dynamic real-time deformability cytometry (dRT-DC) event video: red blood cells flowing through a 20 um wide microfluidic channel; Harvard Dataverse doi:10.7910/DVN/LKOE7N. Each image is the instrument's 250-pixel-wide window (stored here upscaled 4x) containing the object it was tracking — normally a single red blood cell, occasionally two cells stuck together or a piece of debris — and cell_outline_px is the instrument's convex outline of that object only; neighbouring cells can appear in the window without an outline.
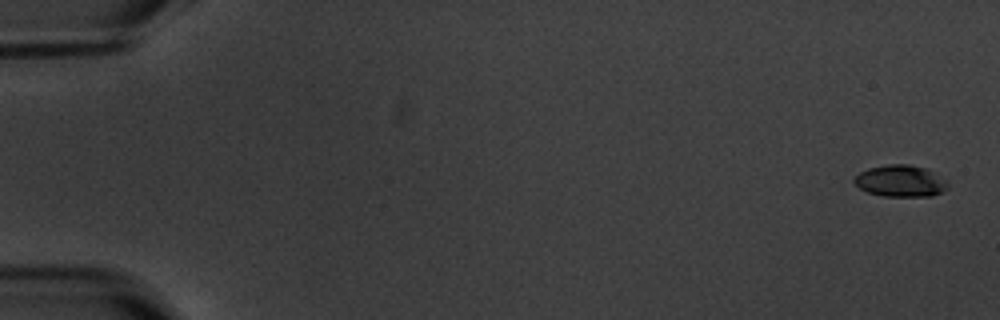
{"species": "common noctule bat (a hibernating species)", "species_latin": "Nyctalus noctula", "temperature_condition": "warm", "stored_images_in_passage": 11, "camera_frame_rate_fps": 3000, "um_per_image_px": 0.085, "animal": {"sex": "male", "body_mass_g": 20.1, "forearm_length_mm": 53.5}, "frame": {"image": 1, "passage_image": 1, "time_ms": 0.0, "image_size_px": [1000, 320], "cell_outline_px": [[948, 188], [932, 196], [884, 196], [868, 192], [860, 188], [852, 180], [860, 172], [868, 168], [888, 164], [908, 164], [928, 168], [948, 180]], "centroid_in_image_um": [76.58, 15.37], "position_along_channel_um": 8.4, "area_um2": 17.4}}
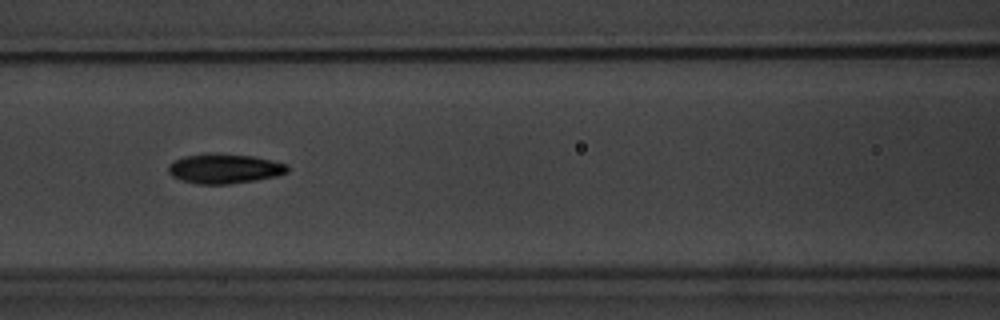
{"frame": {"image": 2, "passage_image": 7, "time_ms": 8.333, "image_size_px": [1000, 320], "cell_outline_px": [[288, 172], [276, 176], [256, 180], [228, 184], [196, 184], [180, 180], [172, 176], [168, 172], [168, 164], [184, 156], [208, 152], [252, 156], [272, 160], [288, 164]], "centroid_in_image_um": [19.06, 14.33], "position_along_channel_um": 147.5, "area_um2": 20.81}}
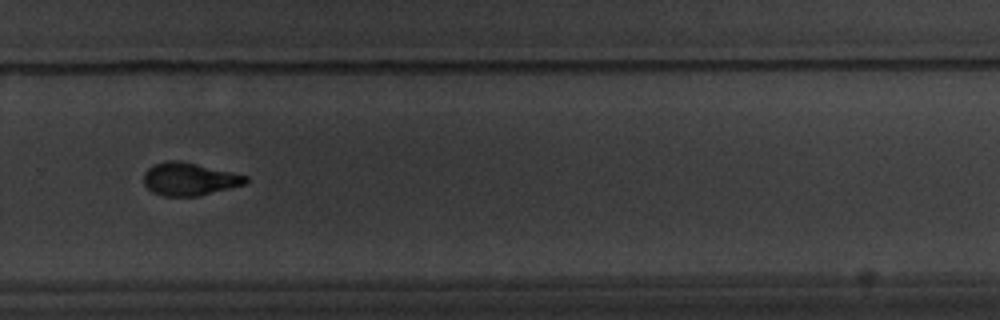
{"frame": {"image": 3, "passage_image": 11, "time_ms": 13.0, "image_size_px": [1000, 320], "cell_outline_px": [[248, 180], [244, 184], [196, 196], [164, 196], [152, 192], [144, 184], [144, 172], [148, 168], [156, 164], [168, 160], [180, 160], [232, 172], [248, 176]], "centroid_in_image_um": [16.06, 15.21], "position_along_channel_um": 313.7, "area_um2": 19.25}}